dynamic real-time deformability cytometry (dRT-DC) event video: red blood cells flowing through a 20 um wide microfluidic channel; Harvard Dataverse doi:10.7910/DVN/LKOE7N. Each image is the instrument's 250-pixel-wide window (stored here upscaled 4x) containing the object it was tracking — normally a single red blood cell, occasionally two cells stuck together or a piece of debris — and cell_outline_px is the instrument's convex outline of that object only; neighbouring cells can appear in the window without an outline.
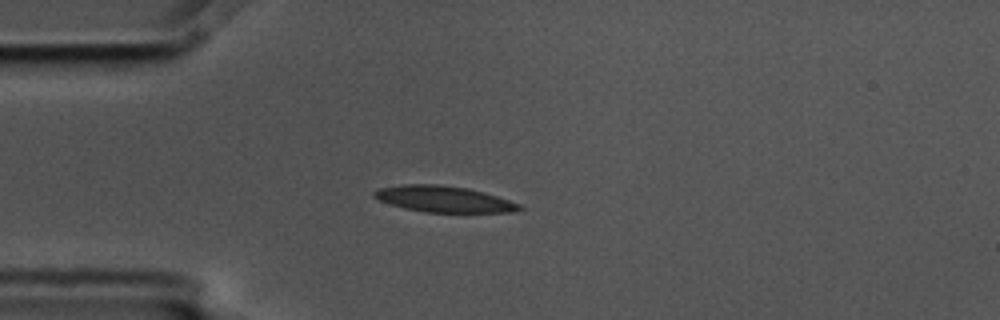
{"species": "common noctule bat (a hibernating species)", "species_latin": "Nyctalus noctula", "temperature_condition": "cold", "stored_images_in_passage": 3, "camera_frame_rate_fps": 3000, "um_per_image_px": 0.085, "animal": {"sex": "male", "body_mass_g": 17.5, "forearm_length_mm": 52.3}, "frame": {"image": 1, "passage_image": 1, "time_ms": 0.0, "image_size_px": [1000, 320], "cell_outline_px": [[524, 208], [512, 212], [428, 212], [408, 208], [392, 204], [380, 200], [372, 196], [372, 192], [380, 188], [400, 184], [440, 184], [468, 188], [484, 192], [520, 204]], "centroid_in_image_um": [37.73, 16.9], "position_along_channel_um": 47.3, "area_um2": 21.91}}